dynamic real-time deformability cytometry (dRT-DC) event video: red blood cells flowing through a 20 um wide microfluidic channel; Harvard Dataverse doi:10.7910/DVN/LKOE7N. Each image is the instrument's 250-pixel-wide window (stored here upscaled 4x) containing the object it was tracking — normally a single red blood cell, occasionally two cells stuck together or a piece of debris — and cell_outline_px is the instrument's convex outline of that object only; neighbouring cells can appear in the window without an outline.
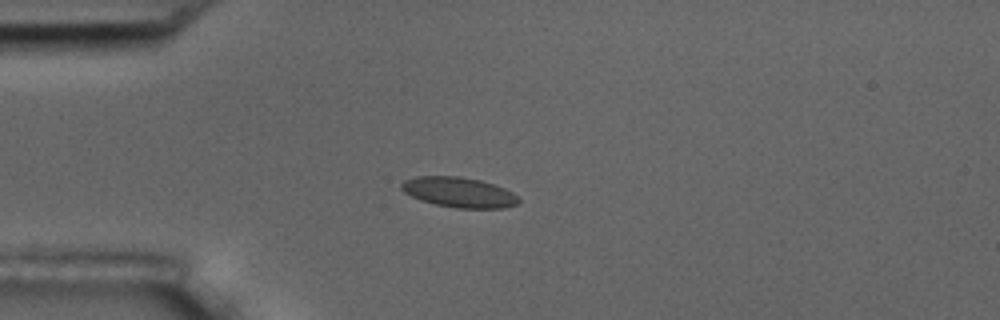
{"species": "common noctule bat (a hibernating species)", "species_latin": "Nyctalus noctula", "temperature_condition": "room temperature", "stored_images_in_passage": 7, "camera_frame_rate_fps": 3000, "um_per_image_px": 0.085, "animal": {"sex": "male", "body_mass_g": 17.5, "forearm_length_mm": 52.3}, "frame": {"image": 1, "passage_image": 4, "time_ms": 3.333, "image_size_px": [1000, 320], "cell_outline_px": [[520, 200], [516, 204], [504, 208], [456, 208], [436, 204], [420, 200], [404, 192], [400, 188], [400, 184], [404, 180], [416, 176], [460, 176], [480, 180], [504, 188], [512, 192]], "centroid_in_image_um": [38.98, 16.34], "position_along_channel_um": 46.0, "area_um2": 20.52}}